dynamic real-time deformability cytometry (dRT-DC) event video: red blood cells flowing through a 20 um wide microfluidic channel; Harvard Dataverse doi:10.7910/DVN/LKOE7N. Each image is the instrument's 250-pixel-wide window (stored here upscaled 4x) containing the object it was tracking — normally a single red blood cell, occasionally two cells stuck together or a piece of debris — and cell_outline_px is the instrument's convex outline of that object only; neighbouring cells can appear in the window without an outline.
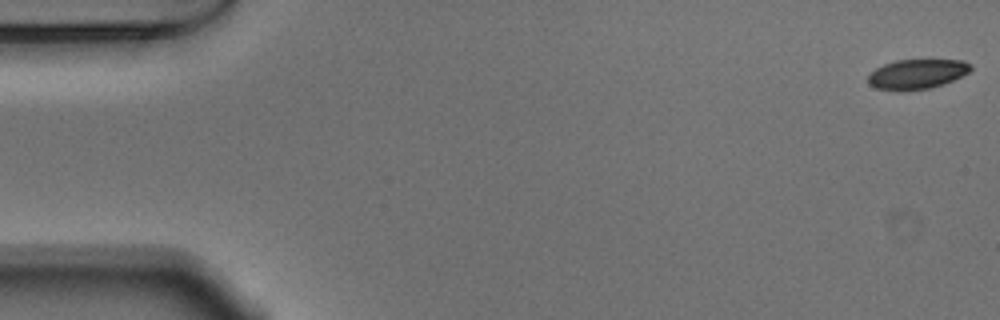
{"species": "Egyptian fruit bat (a non-hibernating species)", "species_latin": "Rousettus aegyptiacus", "temperature_condition": "warm", "stored_images_in_passage": 52, "camera_frame_rate_fps": 3000, "um_per_image_px": 0.085, "animal": {"sex": "male"}, "frame": {"image": 1, "passage_image": 1, "time_ms": 0.0, "image_size_px": [1000, 320], "cell_outline_px": [[972, 68], [968, 72], [944, 84], [928, 88], [900, 92], [892, 92], [876, 88], [868, 84], [868, 76], [876, 68], [884, 64], [896, 60], [964, 60], [972, 64]], "centroid_in_image_um": [77.91, 6.31], "position_along_channel_um": 7.1, "area_um2": 17.98}}
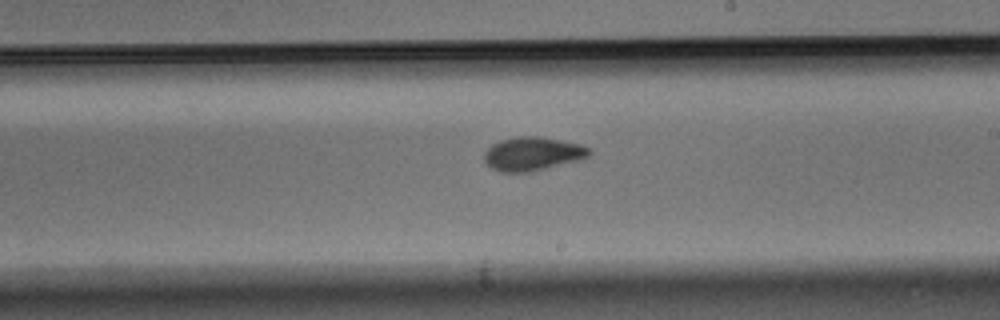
{"frame": {"image": 2, "passage_image": 31, "time_ms": 10.0, "image_size_px": [1000, 320], "cell_outline_px": [[592, 152], [588, 156], [580, 160], [528, 172], [500, 172], [492, 168], [484, 160], [484, 152], [492, 144], [500, 140], [516, 136], [540, 136], [580, 144], [588, 148]], "centroid_in_image_um": [45.25, 13.06], "position_along_channel_um": 243.7, "area_um2": 20.52}}
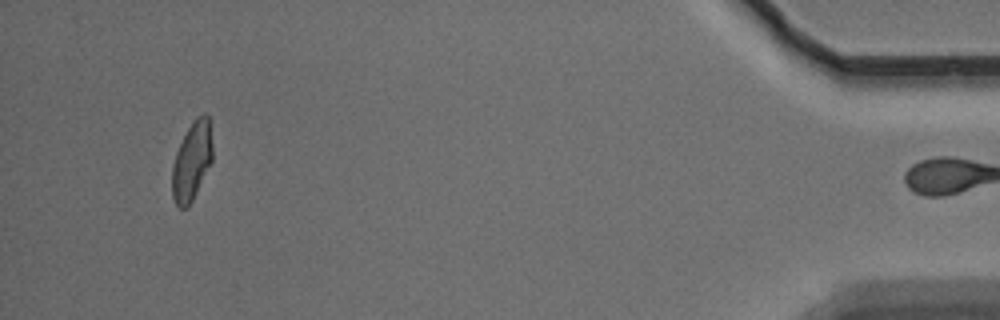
{"frame": {"image": 3, "passage_image": 51, "time_ms": 16.667, "image_size_px": [1000, 320], "cell_outline_px": [[212, 160], [188, 208], [180, 208], [176, 204], [172, 196], [172, 168], [176, 152], [188, 128], [196, 116], [204, 112], [208, 116], [212, 144]], "centroid_in_image_um": [16.3, 13.69], "position_along_channel_um": 418.9, "area_um2": 18.21}, "authors_computed_cell_mechanics": {"area_um2": 19.5364, "velocity_mm_per_s": 3.7574, "shape_relaxation_time_tau1_ms": 3.3779, "shape_relaxation_time_tau2_ms": 1.8209, "deformation_change_tau1": 0.1314, "deformation_change_tau2": 0.0586}}